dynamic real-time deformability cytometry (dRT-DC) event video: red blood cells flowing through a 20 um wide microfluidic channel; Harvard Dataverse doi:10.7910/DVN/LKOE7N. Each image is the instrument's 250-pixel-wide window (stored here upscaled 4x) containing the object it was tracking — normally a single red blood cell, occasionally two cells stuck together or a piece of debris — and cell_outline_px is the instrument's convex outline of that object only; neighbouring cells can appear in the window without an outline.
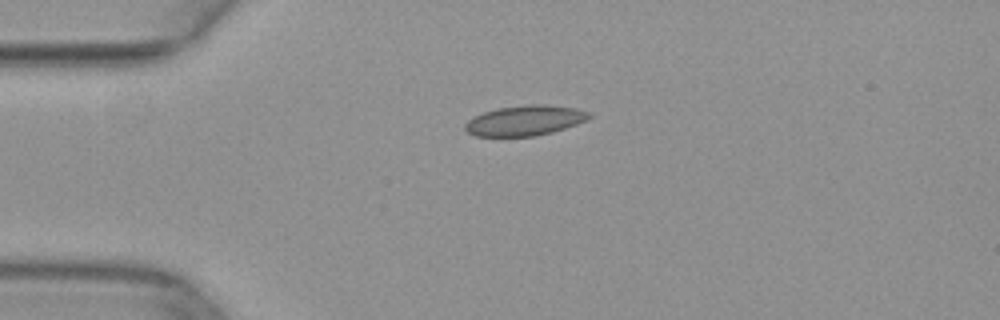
{"species": "common noctule bat (a hibernating species)", "species_latin": "Nyctalus noctula", "temperature_condition": "warm", "stored_images_in_passage": 39, "camera_frame_rate_fps": 3000, "um_per_image_px": 0.085, "animal": {"sex": "female", "body_mass_g": 29.2, "forearm_length_mm": 56.3}, "frame": {"image": 1, "passage_image": 1, "time_ms": 0.0, "image_size_px": [1000, 320], "cell_outline_px": [[592, 116], [588, 120], [552, 132], [536, 136], [476, 136], [468, 132], [464, 128], [464, 124], [468, 120], [484, 112], [496, 108], [528, 104], [544, 104], [576, 108], [592, 112]], "centroid_in_image_um": [44.65, 10.23], "position_along_channel_um": 40.3, "area_um2": 21.91}}
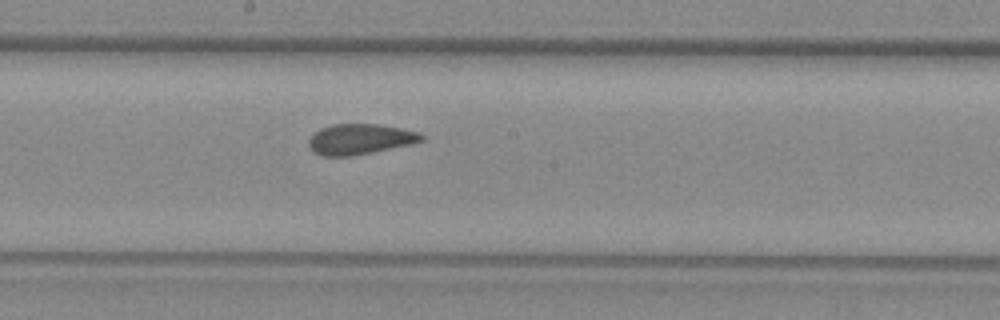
{"frame": {"image": 2, "passage_image": 16, "time_ms": 5.0, "image_size_px": [1000, 320], "cell_outline_px": [[424, 140], [412, 144], [352, 156], [320, 156], [308, 144], [308, 140], [320, 128], [332, 124], [380, 124], [400, 128], [416, 132], [424, 136]], "centroid_in_image_um": [30.6, 11.83], "position_along_channel_um": 217.6, "area_um2": 19.88}}
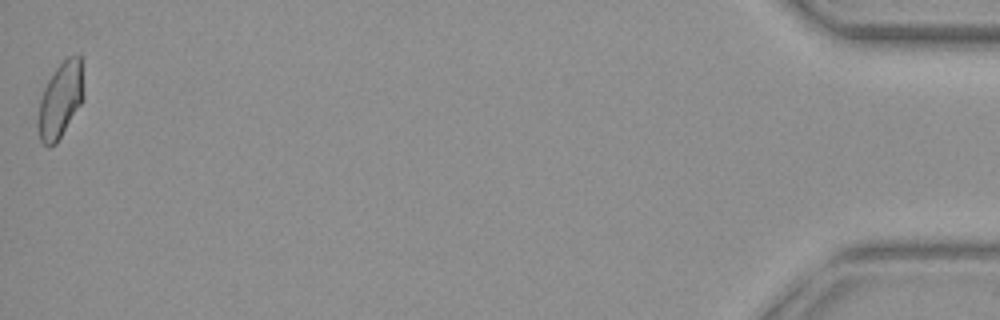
{"frame": {"image": 3, "passage_image": 39, "time_ms": 12.667, "image_size_px": [1000, 320], "cell_outline_px": [[84, 100], [56, 144], [48, 148], [40, 140], [36, 124], [36, 120], [40, 100], [44, 88], [48, 80], [56, 68], [68, 56], [76, 52], [80, 56], [84, 96]], "centroid_in_image_um": [5.12, 8.53], "position_along_channel_um": 430.1, "area_um2": 20.4}}